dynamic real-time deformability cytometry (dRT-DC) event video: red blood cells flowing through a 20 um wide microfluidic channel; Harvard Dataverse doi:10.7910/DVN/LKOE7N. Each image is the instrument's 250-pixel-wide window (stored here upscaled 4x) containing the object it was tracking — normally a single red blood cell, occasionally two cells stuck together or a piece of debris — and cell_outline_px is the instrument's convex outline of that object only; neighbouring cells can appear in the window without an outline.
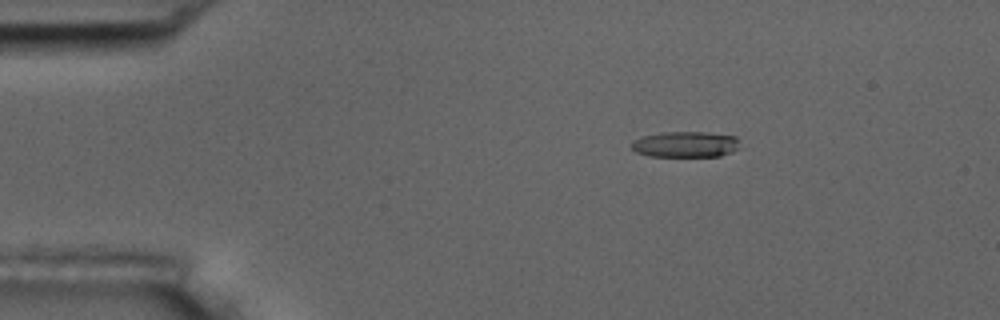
{"species": "common noctule bat (a hibernating species)", "species_latin": "Nyctalus noctula", "temperature_condition": "room temperature", "stored_images_in_passage": 3, "camera_frame_rate_fps": 3000, "um_per_image_px": 0.085, "animal": {"sex": "male", "body_mass_g": 17.5, "forearm_length_mm": 52.3}, "frame": {"image": 1, "passage_image": 1, "time_ms": 0.0, "image_size_px": [1000, 320], "cell_outline_px": [[736, 148], [720, 156], [648, 156], [636, 152], [632, 148], [632, 144], [636, 140], [644, 136], [664, 132], [704, 132], [736, 136]], "centroid_in_image_um": [58.22, 12.27], "position_along_channel_um": 26.8, "area_um2": 15.84}}